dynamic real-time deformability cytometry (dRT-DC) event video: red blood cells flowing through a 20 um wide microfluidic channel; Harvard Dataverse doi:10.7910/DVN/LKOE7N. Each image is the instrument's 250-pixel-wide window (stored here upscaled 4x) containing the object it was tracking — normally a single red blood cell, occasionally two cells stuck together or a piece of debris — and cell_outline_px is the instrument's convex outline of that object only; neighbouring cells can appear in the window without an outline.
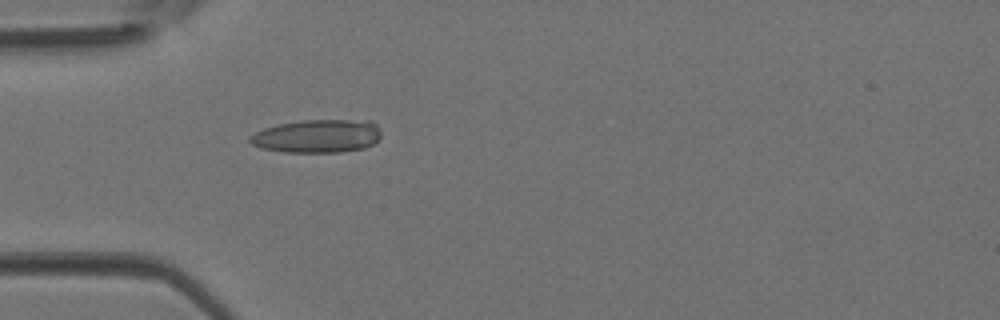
{"species": "Egyptian fruit bat (a non-hibernating species)", "species_latin": "Rousettus aegyptiacus", "temperature_condition": "room temperature", "stored_images_in_passage": 1, "camera_frame_rate_fps": 3000, "um_per_image_px": 0.085, "animal": {"sex": "female"}, "frame": {"image": 1, "passage_image": 1, "time_ms": 0.0, "image_size_px": [1000, 320], "cell_outline_px": [[380, 140], [364, 148], [340, 152], [284, 152], [260, 148], [252, 144], [248, 140], [248, 136], [264, 128], [280, 124], [300, 120], [372, 120], [380, 128]], "centroid_in_image_um": [26.99, 11.56], "position_along_channel_um": 58.0, "area_um2": 25.66}}